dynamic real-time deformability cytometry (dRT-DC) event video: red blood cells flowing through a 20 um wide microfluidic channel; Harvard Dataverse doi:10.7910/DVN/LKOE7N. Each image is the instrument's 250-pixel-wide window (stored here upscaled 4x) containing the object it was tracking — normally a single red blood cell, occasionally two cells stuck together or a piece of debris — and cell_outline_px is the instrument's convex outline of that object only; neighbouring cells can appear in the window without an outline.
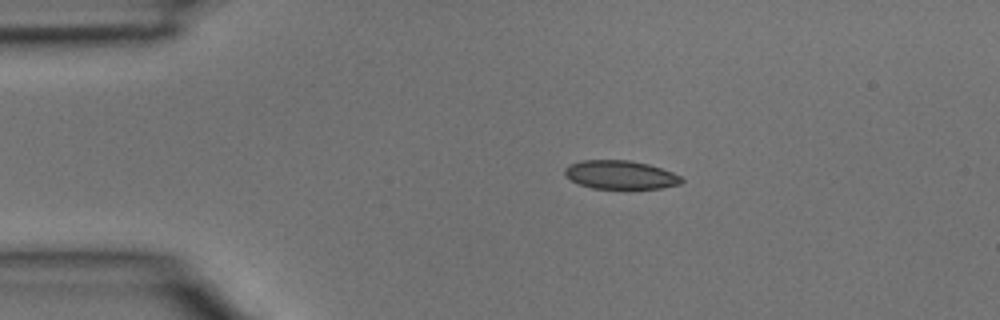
{"species": "common noctule bat (a hibernating species)", "species_latin": "Nyctalus noctula", "temperature_condition": "room temperature", "stored_images_in_passage": 3, "camera_frame_rate_fps": 3000, "um_per_image_px": 0.085, "animal": {"sex": "male", "body_mass_g": 15.6}, "frame": {"image": 1, "passage_image": 2, "time_ms": 0.333, "image_size_px": [1000, 320], "cell_outline_px": [[684, 180], [680, 184], [660, 188], [592, 188], [580, 184], [572, 180], [564, 172], [564, 168], [568, 164], [580, 160], [632, 160], [648, 164], [672, 172], [680, 176]], "centroid_in_image_um": [52.72, 14.84], "position_along_channel_um": 32.3, "area_um2": 19.31}}